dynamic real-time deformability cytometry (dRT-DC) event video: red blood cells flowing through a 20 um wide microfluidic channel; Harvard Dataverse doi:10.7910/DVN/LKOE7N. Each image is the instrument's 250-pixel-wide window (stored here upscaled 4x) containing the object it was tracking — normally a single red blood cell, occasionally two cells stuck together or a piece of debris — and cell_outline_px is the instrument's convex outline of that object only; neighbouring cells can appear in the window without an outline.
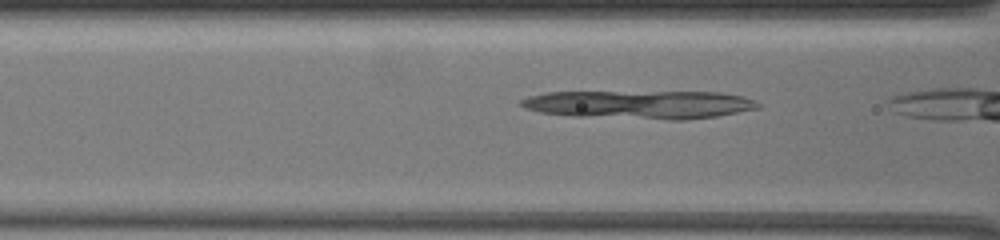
{"species": "common noctule bat (a hibernating species)", "species_latin": "Nyctalus noctula", "temperature_condition": "warm", "stored_images_in_passage": 5, "camera_frame_rate_fps": 3000, "um_per_image_px": 0.085, "animal": {"sex": "female", "body_mass_g": 19.5, "forearm_length_mm": 54.1}, "frame": {"image": 1, "passage_image": 3, "time_ms": 0.667, "image_size_px": [1000, 240], "cell_outline_px": [[760, 108], [716, 116], [684, 120], [668, 120], [576, 116], [540, 112], [524, 108], [520, 104], [520, 100], [528, 96], [544, 92], [720, 92], [740, 96], [752, 100], [760, 104]], "centroid_in_image_um": [54.35, 8.89], "position_along_channel_um": 112.3, "area_um2": 39.13}}